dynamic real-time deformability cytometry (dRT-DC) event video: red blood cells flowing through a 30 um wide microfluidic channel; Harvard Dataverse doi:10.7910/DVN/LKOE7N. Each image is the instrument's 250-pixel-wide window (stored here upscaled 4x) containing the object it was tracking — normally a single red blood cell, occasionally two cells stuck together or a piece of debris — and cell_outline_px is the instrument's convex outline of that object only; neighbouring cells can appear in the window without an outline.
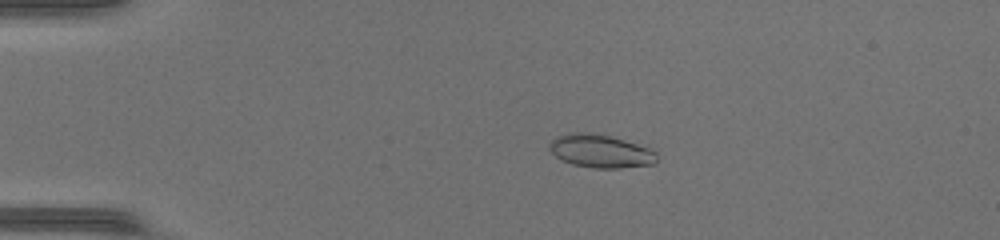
{"species": "common noctule bat (a hibernating species)", "species_latin": "Nyctalus noctula", "temperature_condition": "warm", "stored_images_in_passage": 50, "camera_frame_rate_fps": 3000, "um_per_image_px": 0.085, "animal": {"sex": "female", "body_mass_g": 17.0, "forearm_length_mm": 48.0}, "frame": {"image": 1, "passage_image": 12, "time_ms": 3.667, "image_size_px": [1000, 240], "cell_outline_px": [[656, 164], [620, 168], [592, 168], [572, 164], [560, 160], [548, 148], [548, 144], [556, 136], [576, 132], [584, 132], [608, 136], [636, 144], [648, 148], [656, 152]], "centroid_in_image_um": [51.01, 12.86], "position_along_channel_um": 34.0, "area_um2": 20.58}}
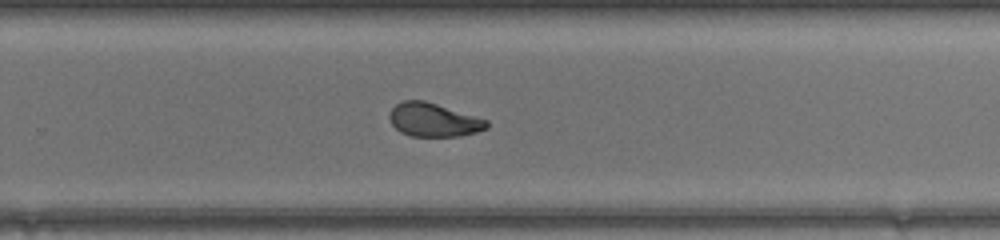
{"frame": {"image": 2, "passage_image": 34, "time_ms": 11.0, "image_size_px": [1000, 240], "cell_outline_px": [[488, 128], [476, 132], [460, 136], [412, 136], [400, 132], [392, 124], [388, 116], [392, 108], [396, 104], [404, 100], [424, 100], [488, 120]], "centroid_in_image_um": [36.84, 10.19], "position_along_channel_um": 293.0, "area_um2": 18.9}}
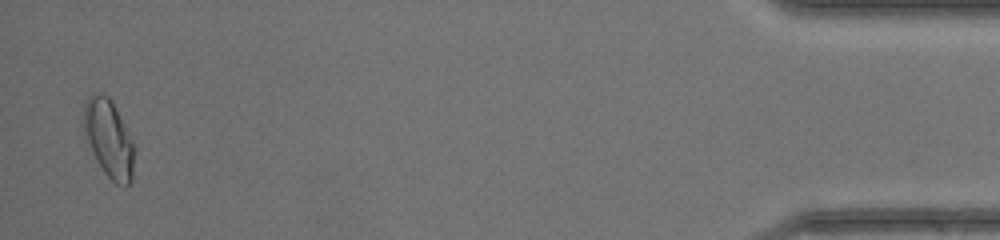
{"frame": {"image": 3, "passage_image": 49, "time_ms": 16.0, "image_size_px": [1000, 240], "cell_outline_px": [[132, 180], [124, 188], [116, 184], [104, 172], [96, 160], [88, 140], [84, 128], [84, 104], [88, 96], [100, 92], [108, 96], [112, 100], [132, 140]], "centroid_in_image_um": [9.24, 11.77], "position_along_channel_um": 426.0, "area_um2": 22.31}, "authors_computed_cell_mechanics": {"area_um2": 20.519, "velocity_mm_per_s": 4.3334, "shape_relaxation_time_tau1_ms": 8.5585, "shape_relaxation_time_tau2_ms": 0.9823, "deformation_change_tau1": 0.259, "deformation_change_tau2": 0.0492}}